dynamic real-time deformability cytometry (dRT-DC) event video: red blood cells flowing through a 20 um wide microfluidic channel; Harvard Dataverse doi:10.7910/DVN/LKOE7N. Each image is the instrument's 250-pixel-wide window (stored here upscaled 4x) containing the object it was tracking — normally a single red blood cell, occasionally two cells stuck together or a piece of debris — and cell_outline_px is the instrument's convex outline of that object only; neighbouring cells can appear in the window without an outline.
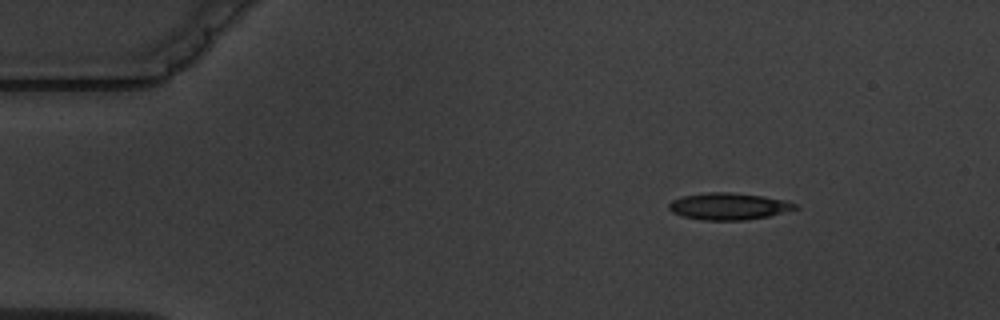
{"species": "common noctule bat (a hibernating species)", "species_latin": "Nyctalus noctula", "temperature_condition": "warm", "stored_images_in_passage": 4, "camera_frame_rate_fps": 3000, "um_per_image_px": 0.085, "animal": {"sex": "male", "body_mass_g": 19.5, "forearm_length_mm": 54.6}, "frame": {"image": 1, "passage_image": 2, "time_ms": 1.333, "image_size_px": [1000, 320], "cell_outline_px": [[800, 208], [768, 216], [748, 220], [704, 220], [684, 216], [672, 212], [668, 208], [668, 204], [672, 200], [684, 196], [708, 192], [732, 192], [764, 196], [784, 200], [796, 204]], "centroid_in_image_um": [61.95, 17.53], "position_along_channel_um": 23.0, "area_um2": 19.71}}